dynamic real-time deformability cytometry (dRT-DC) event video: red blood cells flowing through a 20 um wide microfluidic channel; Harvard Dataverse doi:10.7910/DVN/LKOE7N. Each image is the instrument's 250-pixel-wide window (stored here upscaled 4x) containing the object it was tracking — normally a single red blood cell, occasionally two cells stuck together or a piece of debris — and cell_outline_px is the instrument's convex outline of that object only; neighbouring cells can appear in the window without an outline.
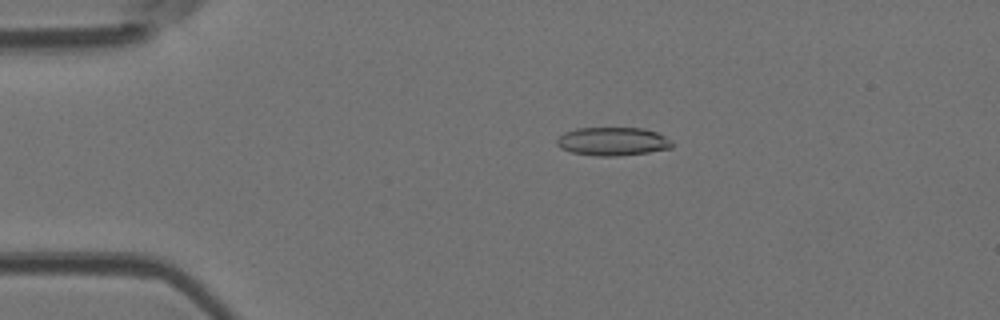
{"species": "Egyptian fruit bat (a non-hibernating species)", "species_latin": "Rousettus aegyptiacus", "temperature_condition": "room temperature", "stored_images_in_passage": 3, "camera_frame_rate_fps": 3000, "um_per_image_px": 0.085, "animal": {"sex": "female"}, "frame": {"image": 1, "passage_image": 1, "time_ms": 0.0, "image_size_px": [1000, 320], "cell_outline_px": [[672, 148], [648, 152], [616, 156], [596, 156], [572, 152], [560, 148], [556, 144], [556, 140], [564, 132], [576, 128], [644, 128], [656, 132], [672, 140]], "centroid_in_image_um": [52.07, 12.02], "position_along_channel_um": 32.9, "area_um2": 19.07}}